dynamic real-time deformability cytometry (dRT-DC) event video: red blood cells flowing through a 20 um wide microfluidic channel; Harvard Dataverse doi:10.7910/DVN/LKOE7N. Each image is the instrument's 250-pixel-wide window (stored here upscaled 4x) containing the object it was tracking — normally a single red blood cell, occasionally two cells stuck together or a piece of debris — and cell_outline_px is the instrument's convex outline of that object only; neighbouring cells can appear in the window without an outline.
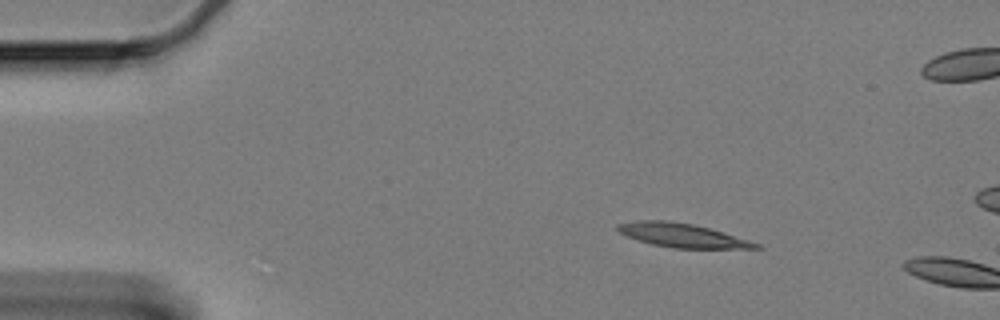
{"species": "Egyptian fruit bat (a non-hibernating species)", "species_latin": "Rousettus aegyptiacus", "temperature_condition": "cold", "stored_images_in_passage": 8, "camera_frame_rate_fps": 3000, "um_per_image_px": 0.085, "animal": {"sex": "female"}, "frame": {"image": 1, "passage_image": 1, "time_ms": 0.0, "image_size_px": [1000, 320], "cell_outline_px": [[764, 248], [672, 248], [652, 244], [628, 236], [620, 232], [616, 228], [616, 224], [640, 220], [668, 220], [692, 224], [708, 228], [748, 240], [760, 244]], "centroid_in_image_um": [57.96, 20.0], "position_along_channel_um": 27.0, "area_um2": 18.84}}